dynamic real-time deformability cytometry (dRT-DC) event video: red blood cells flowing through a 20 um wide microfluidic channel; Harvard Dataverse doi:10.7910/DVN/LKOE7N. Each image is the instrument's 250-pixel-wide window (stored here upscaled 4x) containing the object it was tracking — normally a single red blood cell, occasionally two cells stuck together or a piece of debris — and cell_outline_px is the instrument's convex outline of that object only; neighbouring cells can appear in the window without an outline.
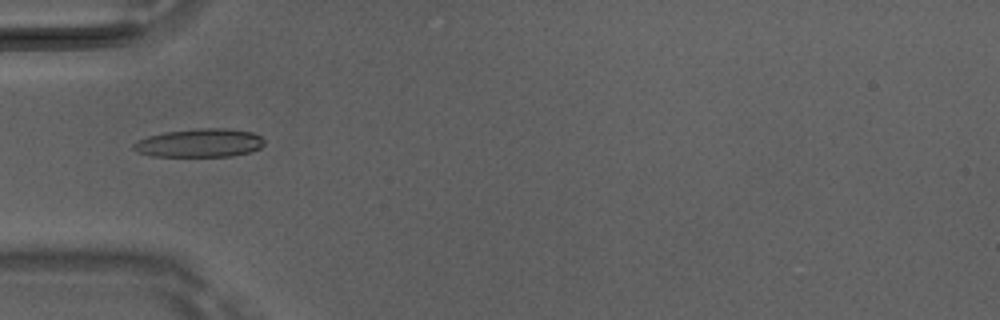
{"species": "Egyptian fruit bat (a non-hibernating species)", "species_latin": "Rousettus aegyptiacus", "temperature_condition": "room temperature", "stored_images_in_passage": 50, "camera_frame_rate_fps": 3000, "um_per_image_px": 0.085, "animal": {"sex": "male"}, "frame": {"image": 1, "passage_image": 17, "time_ms": 5.333, "image_size_px": [1000, 320], "cell_outline_px": [[264, 144], [260, 148], [248, 152], [232, 156], [152, 156], [136, 152], [132, 148], [132, 144], [136, 140], [148, 136], [164, 132], [196, 128], [228, 128], [252, 132], [260, 136], [264, 140]], "centroid_in_image_um": [16.93, 12.14], "position_along_channel_um": 68.1, "area_um2": 21.85}}
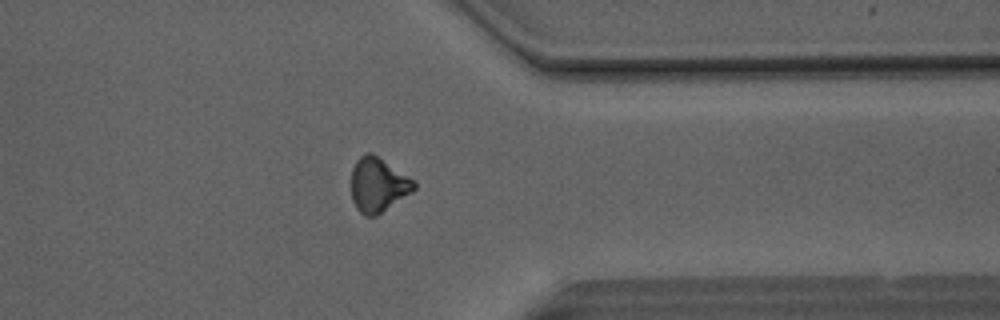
{"frame": {"image": 2, "passage_image": 40, "time_ms": 13.0, "image_size_px": [1000, 320], "cell_outline_px": [[416, 188], [412, 192], [376, 216], [364, 216], [356, 208], [352, 200], [352, 168], [356, 160], [364, 152], [372, 152], [416, 180]], "centroid_in_image_um": [32.15, 15.69], "position_along_channel_um": 379.3, "area_um2": 20.11}}
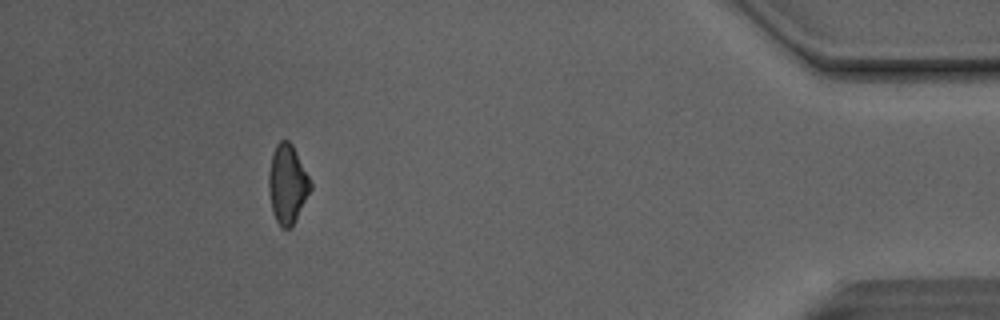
{"frame": {"image": 3, "passage_image": 46, "time_ms": 15.0, "image_size_px": [1000, 320], "cell_outline_px": [[312, 188], [292, 224], [288, 228], [280, 228], [272, 212], [268, 188], [268, 172], [272, 156], [276, 144], [280, 140], [288, 140], [292, 144], [312, 184]], "centroid_in_image_um": [24.4, 15.63], "position_along_channel_um": 410.8, "area_um2": 18.9}, "authors_computed_cell_mechanics": {"area_um2": 19.941, "velocity_mm_per_s": 4.1466, "shape_relaxation_time_tau1_ms": null, "shape_relaxation_time_tau2_ms": 4.3842, "deformation_change_tau1": null, "deformation_change_tau2": 0.1372}}